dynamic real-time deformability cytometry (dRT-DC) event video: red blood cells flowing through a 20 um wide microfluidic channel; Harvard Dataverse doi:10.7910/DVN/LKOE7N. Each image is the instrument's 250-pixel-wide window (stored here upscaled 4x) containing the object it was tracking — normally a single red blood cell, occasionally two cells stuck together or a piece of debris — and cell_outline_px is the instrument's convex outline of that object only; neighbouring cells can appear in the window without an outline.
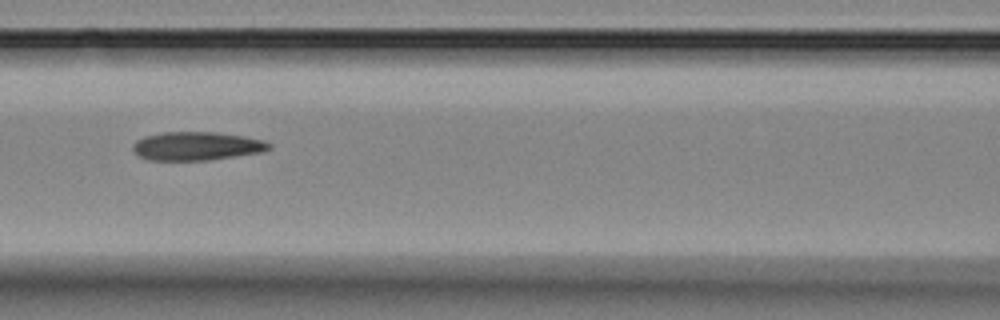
{"species": "Egyptian fruit bat (a non-hibernating species)", "species_latin": "Rousettus aegyptiacus", "temperature_condition": "room temperature", "stored_images_in_passage": 12, "camera_frame_rate_fps": 3000, "um_per_image_px": 0.085, "animal": {"sex": "female"}, "frame": {"image": 1, "passage_image": 3, "time_ms": 2.333, "image_size_px": [1000, 320], "cell_outline_px": [[272, 148], [264, 152], [208, 160], [148, 160], [140, 156], [132, 148], [132, 144], [136, 140], [144, 136], [160, 132], [216, 132], [244, 136], [264, 140], [272, 144]], "centroid_in_image_um": [16.74, 12.41], "position_along_channel_um": 149.9, "area_um2": 22.83}}
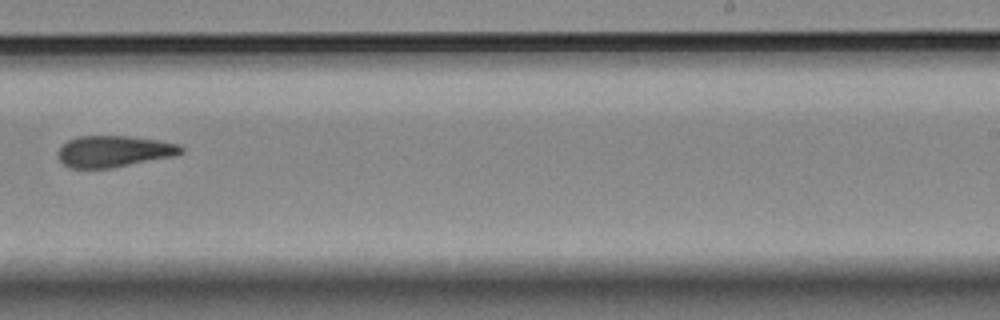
{"frame": {"image": 2, "passage_image": 6, "time_ms": 6.0, "image_size_px": [1000, 320], "cell_outline_px": [[184, 152], [176, 156], [112, 168], [68, 168], [60, 160], [60, 148], [68, 140], [76, 136], [128, 136], [156, 140], [180, 144], [184, 148]], "centroid_in_image_um": [9.74, 12.87], "position_along_channel_um": 279.3, "area_um2": 22.54}}
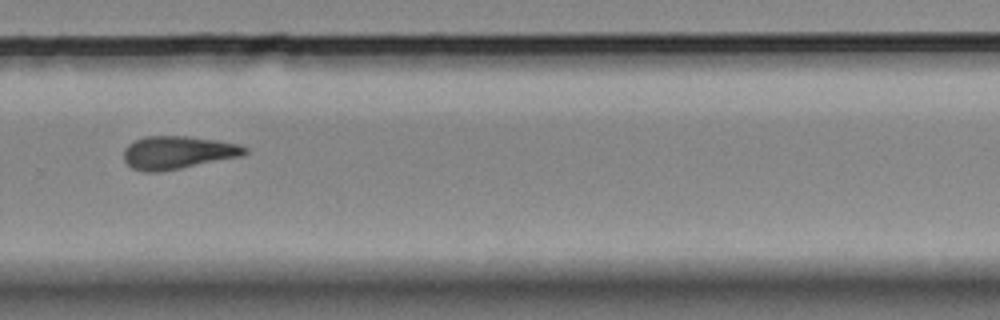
{"frame": {"image": 3, "passage_image": 7, "time_ms": 7.0, "image_size_px": [1000, 320], "cell_outline_px": [[248, 152], [244, 156], [160, 172], [144, 172], [132, 168], [124, 160], [124, 148], [128, 144], [144, 136], [188, 136], [216, 140], [240, 144], [248, 148]], "centroid_in_image_um": [15.13, 12.96], "position_along_channel_um": 314.7, "area_um2": 23.47}}